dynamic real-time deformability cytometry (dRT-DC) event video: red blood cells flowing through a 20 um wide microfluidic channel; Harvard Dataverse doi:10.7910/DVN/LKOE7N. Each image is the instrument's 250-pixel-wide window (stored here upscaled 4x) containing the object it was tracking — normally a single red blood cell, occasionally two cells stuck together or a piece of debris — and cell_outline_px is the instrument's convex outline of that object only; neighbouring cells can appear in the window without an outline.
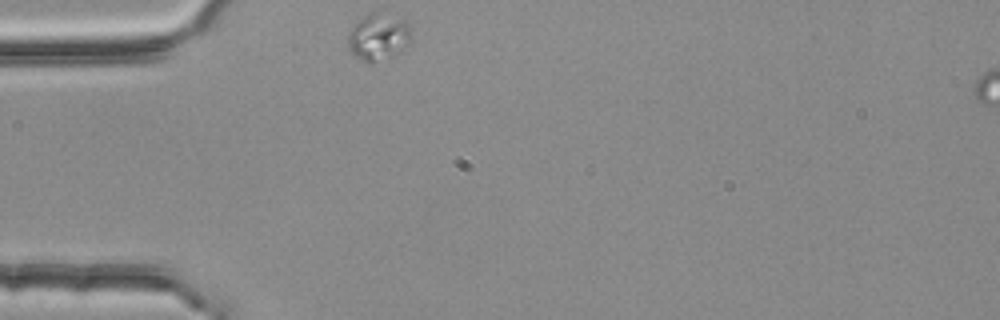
{"species": "common noctule bat (a hibernating species)", "species_latin": "Nyctalus noctula", "temperature_condition": "room temperature", "stored_images_in_passage": 2, "segment_of_instrument_passage": [1, 2], "camera_frame_rate_fps": 3000, "um_per_image_px": 0.085, "animal": {"sex": "female", "body_mass_g": 25.1}, "frame": {"image": 1, "passage_image": 1, "time_ms": 0.0, "image_size_px": [1000, 320], "cell_outline_px": [[412, 28], [408, 40], [392, 56], [368, 64], [356, 56], [348, 48], [348, 36], [352, 28], [364, 16], [372, 12], [376, 12], [404, 20]], "centroid_in_image_um": [32.12, 3.14], "position_along_channel_um": 52.9, "area_um2": 16.53}}